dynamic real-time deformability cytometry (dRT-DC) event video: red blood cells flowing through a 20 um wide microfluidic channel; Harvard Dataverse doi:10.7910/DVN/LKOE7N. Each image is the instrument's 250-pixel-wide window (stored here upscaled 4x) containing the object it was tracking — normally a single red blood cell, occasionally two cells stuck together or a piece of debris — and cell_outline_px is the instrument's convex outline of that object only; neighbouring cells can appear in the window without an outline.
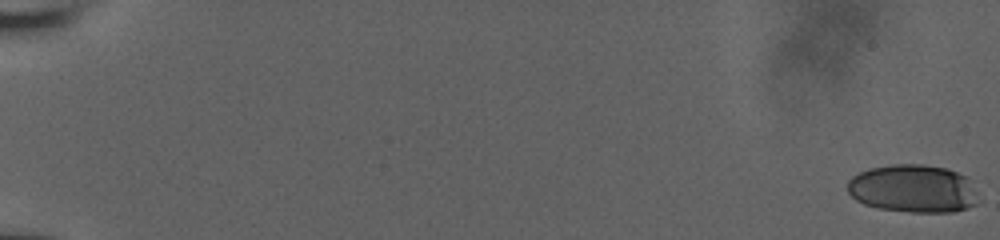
{"species": "human", "species_latin": "Homo sapiens", "temperature_condition": "room temperature", "stored_images_in_passage": 57, "camera_frame_rate_fps": 3000, "um_per_image_px": 0.085, "donor": {"sex": "male"}, "frame": {"image": 1, "passage_image": 1, "time_ms": 0.0, "image_size_px": [1000, 240], "cell_outline_px": [[976, 204], [968, 208], [952, 212], [912, 212], [880, 208], [864, 204], [856, 200], [848, 192], [848, 180], [852, 176], [868, 168], [892, 164], [920, 164], [948, 168], [968, 176]], "centroid_in_image_um": [77.57, 16.02], "position_along_channel_um": 7.4, "area_um2": 36.41}}
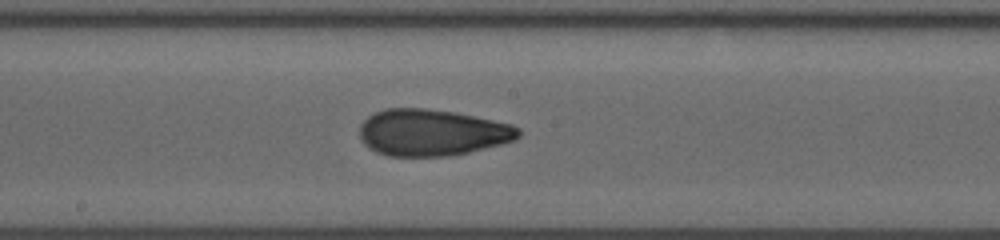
{"frame": {"image": 2, "passage_image": 34, "time_ms": 11.0, "image_size_px": [1000, 240], "cell_outline_px": [[520, 136], [516, 140], [468, 152], [448, 156], [388, 156], [376, 152], [368, 148], [364, 144], [360, 136], [360, 124], [368, 116], [384, 108], [424, 108], [456, 112], [512, 124], [520, 128]], "centroid_in_image_um": [36.71, 11.26], "position_along_channel_um": 211.5, "area_um2": 43.23}}
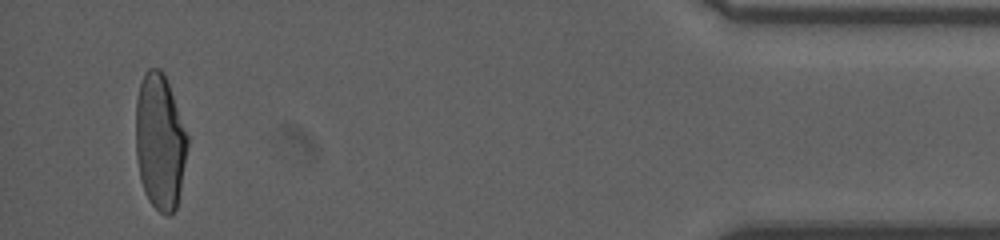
{"frame": {"image": 3, "passage_image": 55, "time_ms": 18.0, "image_size_px": [1000, 240], "cell_outline_px": [[188, 144], [180, 188], [176, 208], [168, 216], [164, 216], [148, 200], [144, 192], [140, 180], [136, 156], [136, 100], [140, 84], [144, 72], [148, 68], [160, 68], [164, 72], [188, 136]], "centroid_in_image_um": [13.57, 12.04], "position_along_channel_um": 421.6, "area_um2": 40.86}, "authors_computed_cell_mechanics": {"area_um2": 41.0958, "velocity_mm_per_s": 3.9368, "shape_relaxation_time_tau1_ms": 8.9127, "shape_relaxation_time_tau2_ms": 1.284, "deformation_change_tau1": 0.2443, "deformation_change_tau2": 0.0769}}